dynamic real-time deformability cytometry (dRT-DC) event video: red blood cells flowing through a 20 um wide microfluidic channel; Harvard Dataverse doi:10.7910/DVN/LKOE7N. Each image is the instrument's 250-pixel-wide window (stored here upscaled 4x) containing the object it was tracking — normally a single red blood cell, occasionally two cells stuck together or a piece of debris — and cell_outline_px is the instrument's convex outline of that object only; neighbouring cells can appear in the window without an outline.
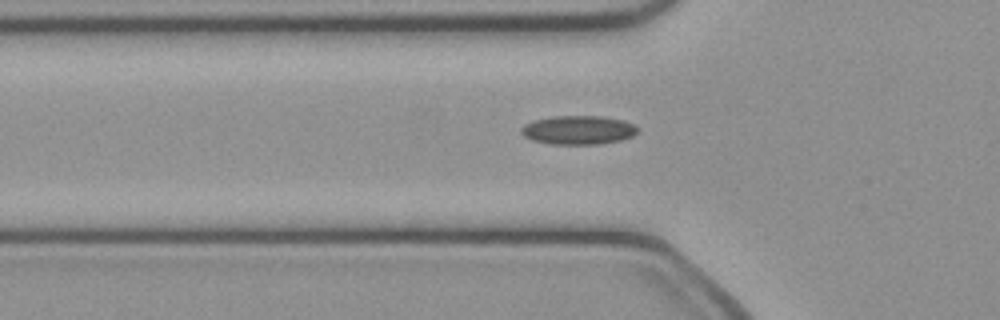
{"species": "common noctule bat (a hibernating species)", "species_latin": "Nyctalus noctula", "temperature_condition": "cold", "stored_images_in_passage": 34, "camera_frame_rate_fps": 3000, "um_per_image_px": 0.085, "animal": {"sex": "female", "body_mass_g": 21.9}, "frame": {"image": 1, "passage_image": 5, "time_ms": 1.333, "image_size_px": [1000, 320], "cell_outline_px": [[636, 132], [632, 136], [620, 140], [600, 144], [548, 144], [532, 140], [524, 136], [520, 132], [520, 128], [524, 124], [536, 120], [552, 116], [600, 116], [624, 120], [632, 124], [636, 128]], "centroid_in_image_um": [49.11, 11.05], "position_along_channel_um": 76.7, "area_um2": 19.48}}
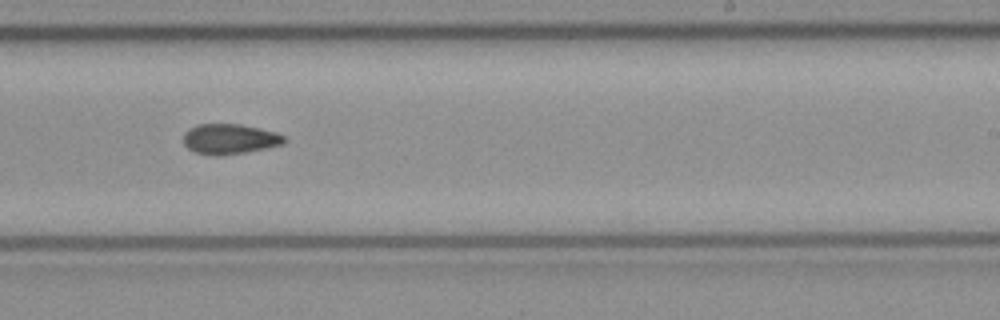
{"frame": {"image": 2, "passage_image": 19, "time_ms": 6.0, "image_size_px": [1000, 320], "cell_outline_px": [[288, 140], [284, 144], [268, 148], [220, 156], [212, 156], [196, 152], [188, 148], [184, 144], [184, 132], [188, 128], [196, 124], [240, 124], [260, 128], [276, 132], [284, 136]], "centroid_in_image_um": [19.53, 11.81], "position_along_channel_um": 269.5, "area_um2": 17.98}}
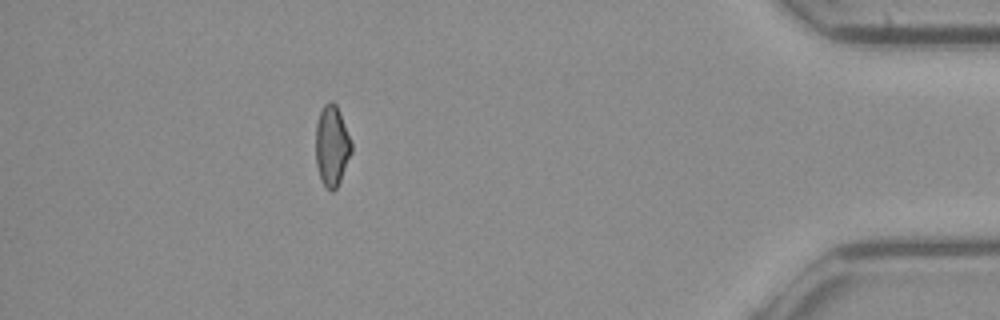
{"frame": {"image": 3, "passage_image": 33, "time_ms": 10.667, "image_size_px": [1000, 320], "cell_outline_px": [[352, 152], [340, 180], [336, 188], [332, 192], [320, 180], [316, 164], [316, 124], [320, 112], [324, 104], [328, 100], [332, 100], [336, 104], [340, 112], [352, 144]], "centroid_in_image_um": [28.2, 12.37], "position_along_channel_um": 407.0, "area_um2": 16.76}}